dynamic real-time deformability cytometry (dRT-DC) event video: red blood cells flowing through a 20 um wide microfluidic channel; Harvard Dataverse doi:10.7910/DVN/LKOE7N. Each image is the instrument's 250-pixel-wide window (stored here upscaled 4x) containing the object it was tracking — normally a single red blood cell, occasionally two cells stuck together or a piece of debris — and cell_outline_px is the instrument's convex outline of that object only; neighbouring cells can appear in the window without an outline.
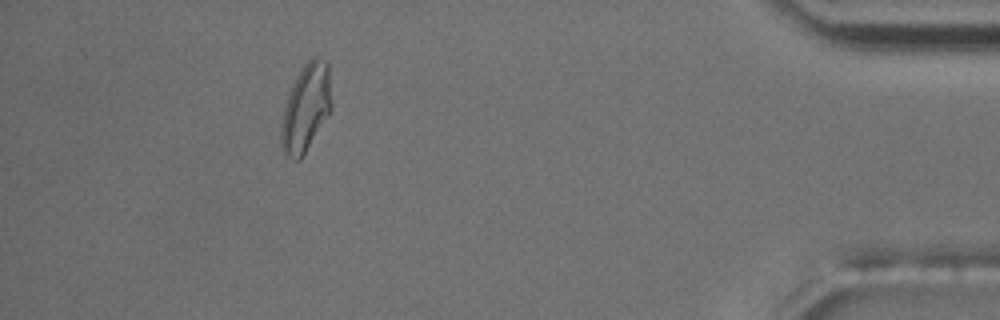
{"species": "common noctule bat (a hibernating species)", "species_latin": "Nyctalus noctula", "temperature_condition": "room temperature", "stored_images_in_passage": 38, "camera_frame_rate_fps": 3000, "um_per_image_px": 0.085, "animal": {"sex": "male", "body_mass_g": 17.5, "forearm_length_mm": 52.3}, "frame": {"image": 1, "passage_image": 33, "time_ms": 10.667, "image_size_px": [1000, 320], "cell_outline_px": [[332, 112], [300, 160], [296, 160], [288, 156], [284, 152], [280, 136], [280, 128], [284, 108], [292, 84], [300, 68], [312, 56], [316, 56], [328, 64], [332, 104]], "centroid_in_image_um": [26.02, 9.16], "position_along_channel_um": 409.2, "area_um2": 25.84}, "authors_computed_cell_mechanics": {"area_um2": 20.2011, "velocity_mm_per_s": 3.6894, "shape_relaxation_time_tau1_ms": 7.8196, "shape_relaxation_time_tau2_ms": 2.1368, "deformation_change_tau1": 0.2117, "deformation_change_tau2": 0.1077}}